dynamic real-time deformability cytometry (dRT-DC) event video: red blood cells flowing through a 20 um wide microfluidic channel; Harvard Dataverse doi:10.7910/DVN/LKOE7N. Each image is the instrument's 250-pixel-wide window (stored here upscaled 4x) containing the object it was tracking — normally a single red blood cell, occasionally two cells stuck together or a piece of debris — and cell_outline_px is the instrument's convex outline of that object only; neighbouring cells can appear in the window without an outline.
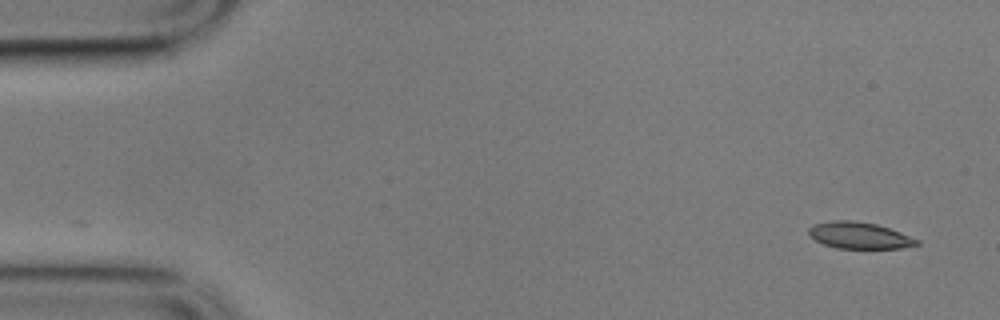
{"species": "common noctule bat (a hibernating species)", "species_latin": "Nyctalus noctula", "temperature_condition": "cold", "stored_images_in_passage": 6, "camera_frame_rate_fps": 3000, "um_per_image_px": 0.085, "animal": {"sex": "male", "body_mass_g": 17.9}, "frame": {"image": 1, "passage_image": 1, "time_ms": 0.0, "image_size_px": [1000, 320], "cell_outline_px": [[920, 244], [900, 248], [836, 248], [824, 244], [816, 240], [808, 232], [808, 228], [812, 224], [832, 220], [852, 220], [876, 224], [900, 232], [920, 240]], "centroid_in_image_um": [73.03, 20.0], "position_along_channel_um": 12.0, "area_um2": 16.65}}
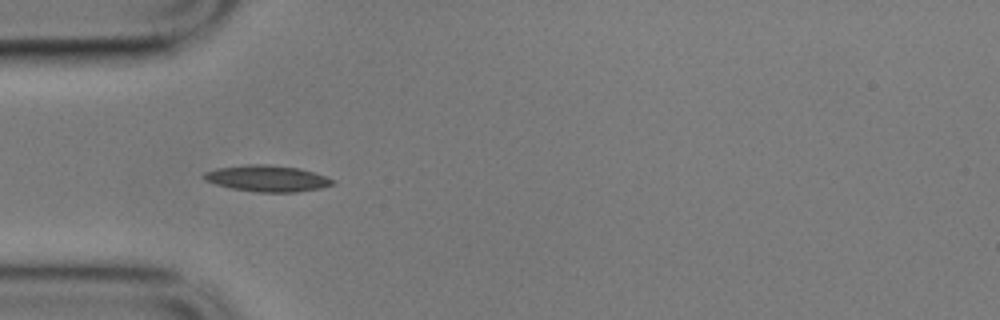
{"frame": {"image": 2, "passage_image": 5, "time_ms": 1.333, "image_size_px": [1000, 320], "cell_outline_px": [[332, 184], [320, 188], [296, 192], [256, 192], [232, 188], [216, 184], [204, 180], [200, 176], [204, 172], [216, 168], [248, 164], [268, 164], [300, 168], [324, 176], [332, 180]], "centroid_in_image_um": [22.63, 15.16], "position_along_channel_um": 62.4, "area_um2": 19.59}}